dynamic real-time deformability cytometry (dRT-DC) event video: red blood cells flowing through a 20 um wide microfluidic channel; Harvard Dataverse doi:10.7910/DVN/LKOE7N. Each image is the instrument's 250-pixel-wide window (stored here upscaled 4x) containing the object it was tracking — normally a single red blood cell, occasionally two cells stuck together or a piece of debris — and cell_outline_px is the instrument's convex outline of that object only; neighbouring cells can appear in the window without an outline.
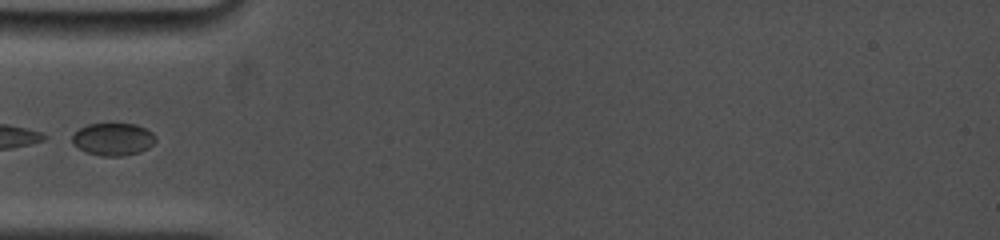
{"species": "common noctule bat (a hibernating species)", "species_latin": "Nyctalus noctula", "temperature_condition": "cold", "stored_images_in_passage": 20, "camera_frame_rate_fps": 5000, "um_per_image_px": 0.085, "animal": {"sex": "female", "body_mass_g": 19.0, "forearm_length_mm": 53.3}, "frame": {"image": 1, "passage_image": 1, "time_ms": 0.0, "image_size_px": [1000, 240], "cell_outline_px": [[156, 140], [148, 148], [140, 152], [124, 156], [100, 156], [88, 152], [72, 144], [72, 136], [80, 128], [88, 124], [136, 124], [152, 132], [156, 136]], "centroid_in_image_um": [9.63, 11.84], "position_along_channel_um": 75.4, "area_um2": 15.72}}
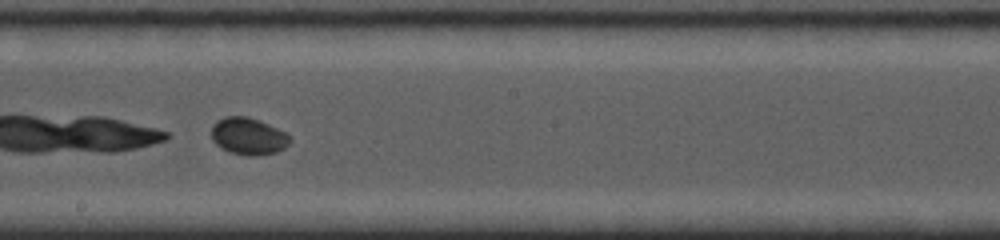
{"frame": {"image": 2, "passage_image": 10, "time_ms": 4.0, "image_size_px": [1000, 240], "cell_outline_px": [[292, 140], [284, 148], [276, 152], [256, 156], [248, 156], [228, 152], [220, 148], [212, 140], [212, 124], [216, 120], [224, 116], [248, 116], [260, 120], [288, 132]], "centroid_in_image_um": [21.12, 11.57], "position_along_channel_um": 227.1, "area_um2": 17.4}}
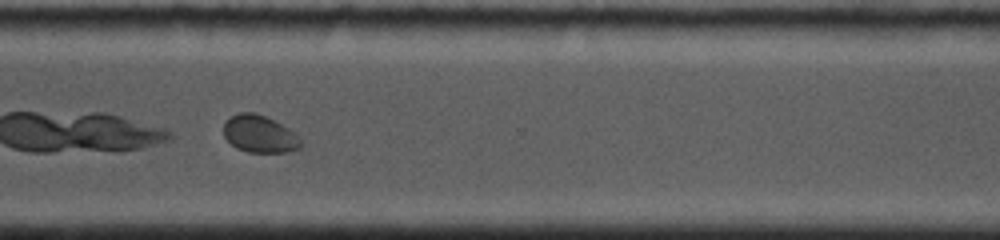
{"frame": {"image": 3, "passage_image": 18, "time_ms": 7.2, "image_size_px": [1000, 240], "cell_outline_px": [[304, 144], [300, 148], [288, 152], [248, 152], [236, 148], [224, 136], [224, 120], [240, 112], [256, 112], [288, 128], [300, 136]], "centroid_in_image_um": [22.09, 11.4], "position_along_channel_um": 348.5, "area_um2": 16.88}}